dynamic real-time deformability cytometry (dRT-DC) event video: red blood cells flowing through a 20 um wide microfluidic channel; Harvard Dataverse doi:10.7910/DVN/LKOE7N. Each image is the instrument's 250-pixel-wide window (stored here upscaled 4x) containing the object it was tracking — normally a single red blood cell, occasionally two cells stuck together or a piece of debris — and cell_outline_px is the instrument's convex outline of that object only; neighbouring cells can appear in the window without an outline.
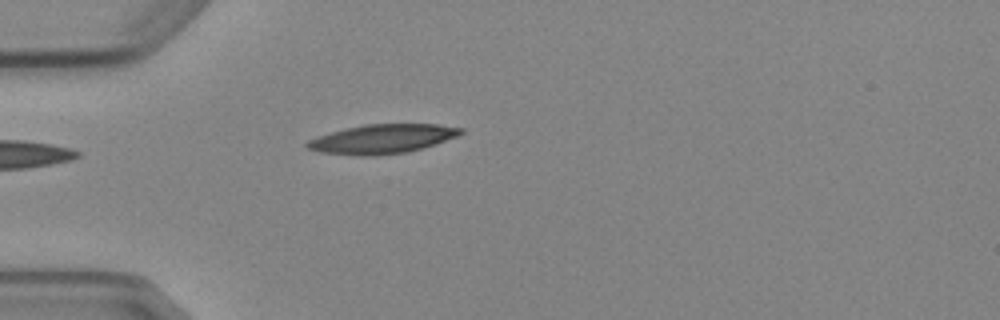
{"species": "Egyptian fruit bat (a non-hibernating species)", "species_latin": "Rousettus aegyptiacus", "temperature_condition": "cold", "stored_images_in_passage": 2, "camera_frame_rate_fps": 3000, "um_per_image_px": 0.085, "animal": {"sex": "female"}, "frame": {"image": 1, "passage_image": 2, "time_ms": 1.333, "image_size_px": [1000, 320], "cell_outline_px": [[464, 132], [456, 136], [436, 144], [408, 152], [376, 156], [360, 156], [320, 152], [308, 148], [304, 144], [308, 140], [316, 136], [344, 128], [364, 124], [436, 124], [464, 128]], "centroid_in_image_um": [32.47, 11.81], "position_along_channel_um": 52.5, "area_um2": 26.3}}